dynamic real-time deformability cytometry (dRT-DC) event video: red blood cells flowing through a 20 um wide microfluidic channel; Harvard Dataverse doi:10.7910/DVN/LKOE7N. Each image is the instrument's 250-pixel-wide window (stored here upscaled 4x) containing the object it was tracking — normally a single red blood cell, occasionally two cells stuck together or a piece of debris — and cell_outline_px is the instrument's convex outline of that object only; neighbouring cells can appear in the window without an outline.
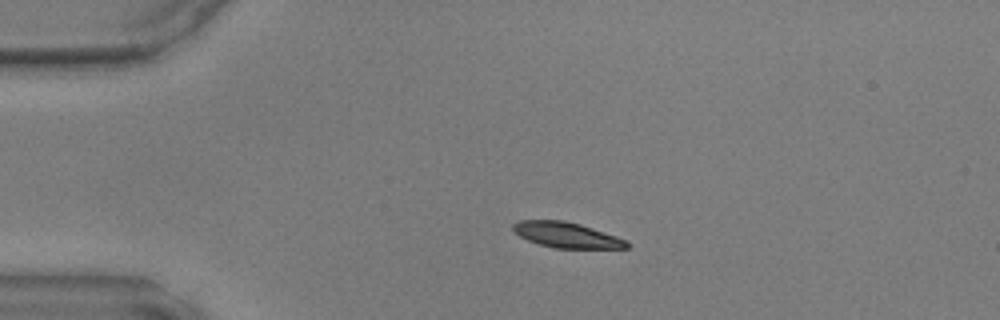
{"species": "common noctule bat (a hibernating species)", "species_latin": "Nyctalus noctula", "temperature_condition": "warm", "stored_images_in_passage": 15, "camera_frame_rate_fps": 3000, "um_per_image_px": 0.085, "animal": {"sex": "male", "body_mass_g": 17.9, "forearm_length_mm": 54.2}, "frame": {"image": 1, "passage_image": 10, "time_ms": 3.0, "image_size_px": [1000, 320], "cell_outline_px": [[628, 248], [556, 248], [540, 244], [528, 240], [512, 232], [512, 224], [516, 220], [564, 220], [580, 224], [628, 240]], "centroid_in_image_um": [48.12, 19.96], "position_along_channel_um": 36.9, "area_um2": 16.88}}